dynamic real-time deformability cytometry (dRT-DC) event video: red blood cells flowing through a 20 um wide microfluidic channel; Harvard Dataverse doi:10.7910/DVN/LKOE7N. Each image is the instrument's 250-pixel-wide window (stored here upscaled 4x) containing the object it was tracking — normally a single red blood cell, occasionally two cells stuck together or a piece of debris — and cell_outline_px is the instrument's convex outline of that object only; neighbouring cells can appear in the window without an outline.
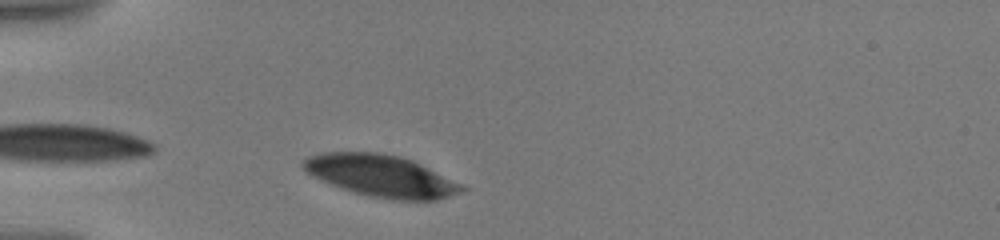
{"species": "human", "species_latin": "Homo sapiens", "temperature_condition": "warm", "stored_images_in_passage": 39, "camera_frame_rate_fps": 3000, "um_per_image_px": 0.085, "donor": {"sex": "male"}, "frame": {"image": 1, "passage_image": 3, "time_ms": 0.667, "image_size_px": [1000, 240], "cell_outline_px": [[468, 188], [460, 192], [436, 200], [396, 200], [368, 196], [340, 188], [308, 172], [300, 164], [308, 156], [324, 152], [380, 152], [400, 156], [412, 160]], "centroid_in_image_um": [32.38, 14.94], "position_along_channel_um": 52.6, "area_um2": 38.09}}
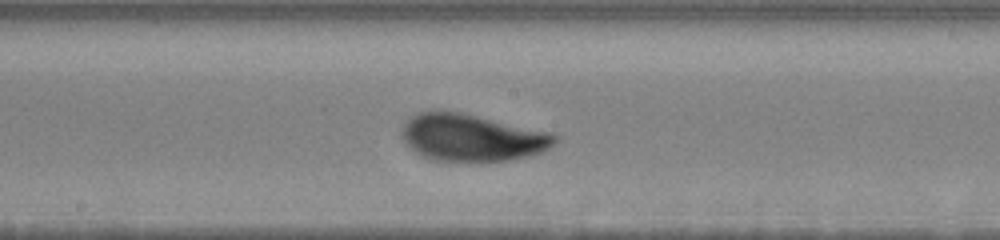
{"frame": {"image": 2, "passage_image": 18, "time_ms": 5.667, "image_size_px": [1000, 240], "cell_outline_px": [[556, 140], [548, 148], [540, 152], [528, 156], [512, 160], [444, 160], [424, 156], [408, 148], [400, 136], [400, 132], [404, 124], [416, 112], [432, 108], [440, 108], [460, 112], [548, 132], [556, 136]], "centroid_in_image_um": [40.0, 11.65], "position_along_channel_um": 208.2, "area_um2": 41.73}}
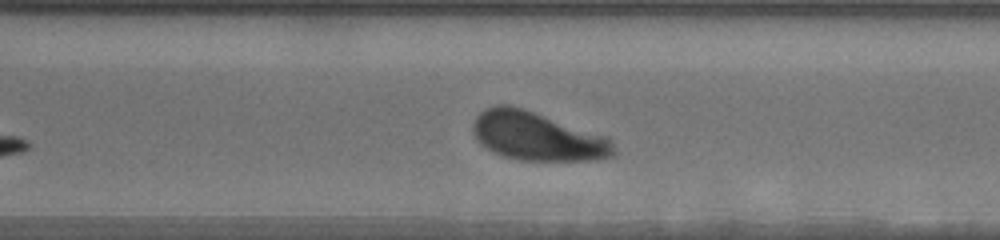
{"frame": {"image": 3, "passage_image": 38, "time_ms": 9.0, "image_size_px": [1000, 240], "cell_outline_px": [[616, 152], [612, 156], [596, 160], [520, 160], [504, 156], [492, 152], [480, 144], [476, 140], [472, 132], [472, 120], [484, 108], [496, 104], [508, 104], [524, 108], [608, 136], [612, 140], [616, 148]], "centroid_in_image_um": [45.65, 11.57], "position_along_channel_um": 325.0, "area_um2": 40.52}}